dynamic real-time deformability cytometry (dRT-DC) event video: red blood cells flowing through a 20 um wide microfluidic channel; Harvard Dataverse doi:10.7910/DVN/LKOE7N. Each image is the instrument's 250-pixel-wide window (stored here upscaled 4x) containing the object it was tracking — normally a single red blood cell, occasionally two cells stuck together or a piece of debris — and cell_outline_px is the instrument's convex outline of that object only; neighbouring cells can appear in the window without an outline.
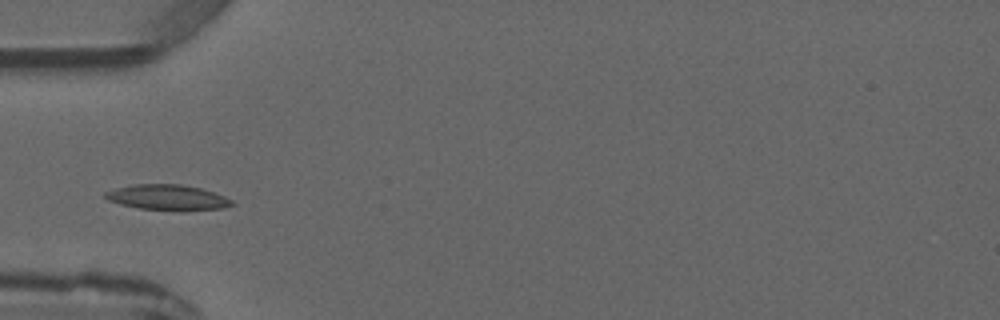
{"species": "common noctule bat (a hibernating species)", "species_latin": "Nyctalus noctula", "temperature_condition": "warm", "stored_images_in_passage": 2, "camera_frame_rate_fps": 3000, "um_per_image_px": 0.085, "animal": {"sex": "male", "forearm_length_mm": 52.5}, "frame": {"image": 1, "passage_image": 1, "time_ms": 0.0, "image_size_px": [1000, 320], "cell_outline_px": [[236, 204], [224, 208], [184, 212], [176, 212], [136, 208], [120, 204], [108, 200], [104, 196], [104, 192], [116, 188], [132, 184], [180, 184], [200, 188], [224, 196], [232, 200]], "centroid_in_image_um": [14.26, 16.81], "position_along_channel_um": 70.7, "area_um2": 19.31}}
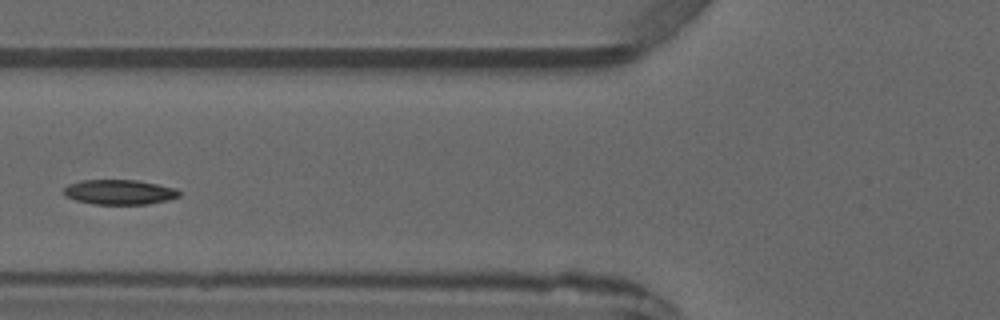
{"frame": {"image": 2, "passage_image": 2, "time_ms": 1.0, "image_size_px": [1000, 320], "cell_outline_px": [[180, 196], [168, 200], [148, 204], [92, 204], [76, 200], [64, 196], [64, 188], [68, 184], [80, 180], [136, 180], [176, 188], [180, 192]], "centroid_in_image_um": [10.13, 16.33], "position_along_channel_um": 115.7, "area_um2": 16.76}}